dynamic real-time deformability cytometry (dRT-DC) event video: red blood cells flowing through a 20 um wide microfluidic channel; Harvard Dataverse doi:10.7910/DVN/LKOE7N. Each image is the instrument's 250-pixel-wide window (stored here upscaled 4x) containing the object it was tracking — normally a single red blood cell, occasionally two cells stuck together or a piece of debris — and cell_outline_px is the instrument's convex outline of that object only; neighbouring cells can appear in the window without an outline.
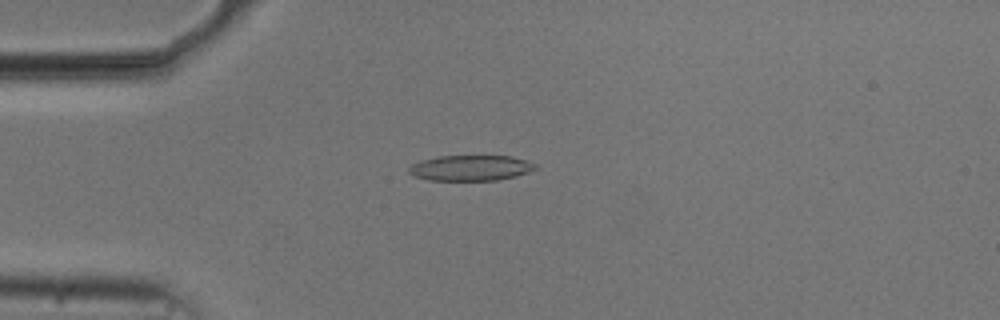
{"species": "common noctule bat (a hibernating species)", "species_latin": "Nyctalus noctula", "temperature_condition": "cold", "stored_images_in_passage": 54, "camera_frame_rate_fps": 3000, "um_per_image_px": 0.085, "animal": {"sex": "male", "body_mass_g": 20.5, "forearm_length_mm": 52.5}, "frame": {"image": 1, "passage_image": 14, "time_ms": 4.333, "image_size_px": [1000, 320], "cell_outline_px": [[540, 168], [516, 176], [496, 180], [428, 180], [412, 176], [408, 172], [408, 168], [412, 164], [420, 160], [440, 156], [512, 156], [536, 164]], "centroid_in_image_um": [39.99, 14.28], "position_along_channel_um": 45.0, "area_um2": 18.9}}
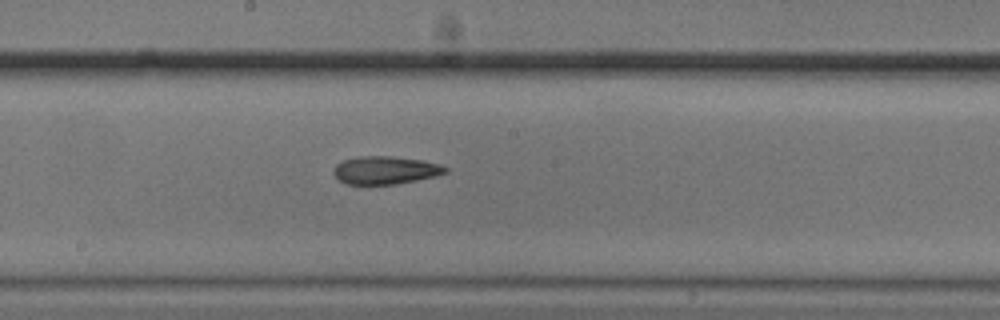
{"frame": {"image": 2, "passage_image": 29, "time_ms": 9.333, "image_size_px": [1000, 320], "cell_outline_px": [[448, 172], [436, 176], [396, 184], [348, 184], [340, 180], [332, 172], [332, 168], [336, 164], [344, 160], [360, 156], [392, 156], [424, 160], [440, 164], [448, 168]], "centroid_in_image_um": [32.77, 14.46], "position_along_channel_um": 215.4, "area_um2": 18.26}}
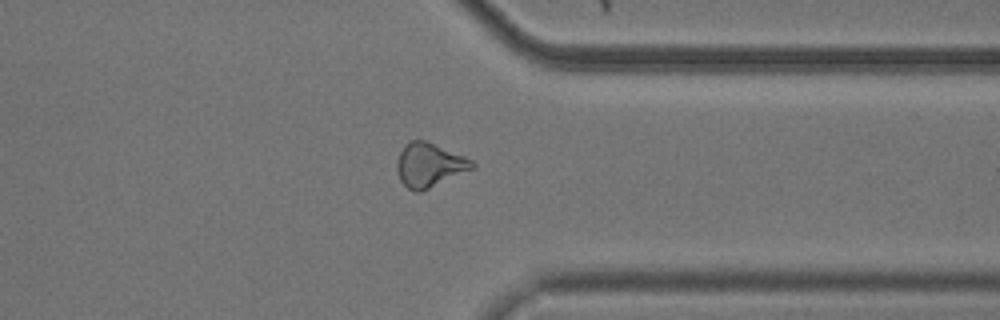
{"frame": {"image": 3, "passage_image": 42, "time_ms": 13.667, "image_size_px": [1000, 320], "cell_outline_px": [[476, 168], [420, 192], [416, 192], [408, 188], [400, 180], [396, 168], [396, 160], [404, 144], [412, 140], [424, 140], [464, 156], [472, 160], [476, 164]], "centroid_in_image_um": [36.5, 14.03], "position_along_channel_um": 374.9, "area_um2": 19.31}, "authors_computed_cell_mechanics": {"area_um2": 18.9295, "velocity_mm_per_s": 3.758, "shape_relaxation_time_tau1_ms": null, "shape_relaxation_time_tau2_ms": 4.2186, "deformation_change_tau1": null, "deformation_change_tau2": 0.1406}}